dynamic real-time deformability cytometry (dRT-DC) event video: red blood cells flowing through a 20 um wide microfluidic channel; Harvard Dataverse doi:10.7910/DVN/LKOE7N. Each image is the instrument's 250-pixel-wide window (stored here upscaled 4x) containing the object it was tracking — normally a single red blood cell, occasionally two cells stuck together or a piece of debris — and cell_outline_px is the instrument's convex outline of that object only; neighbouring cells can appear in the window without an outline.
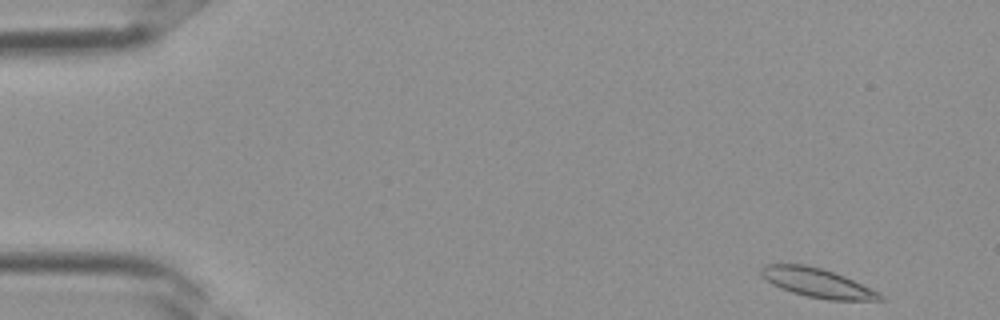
{"species": "Egyptian fruit bat (a non-hibernating species)", "species_latin": "Rousettus aegyptiacus", "temperature_condition": "room temperature", "stored_images_in_passage": 35, "camera_frame_rate_fps": 3000, "um_per_image_px": 0.085, "frame": {"image": 1, "passage_image": 1, "time_ms": 0.0, "image_size_px": [1000, 320], "cell_outline_px": [[888, 300], [828, 300], [808, 296], [792, 292], [780, 288], [772, 284], [760, 272], [760, 268], [764, 264], [804, 264], [820, 268], [844, 276], [872, 288], [880, 292]], "centroid_in_image_um": [69.52, 24.05], "position_along_channel_um": 15.5, "area_um2": 20.06}}
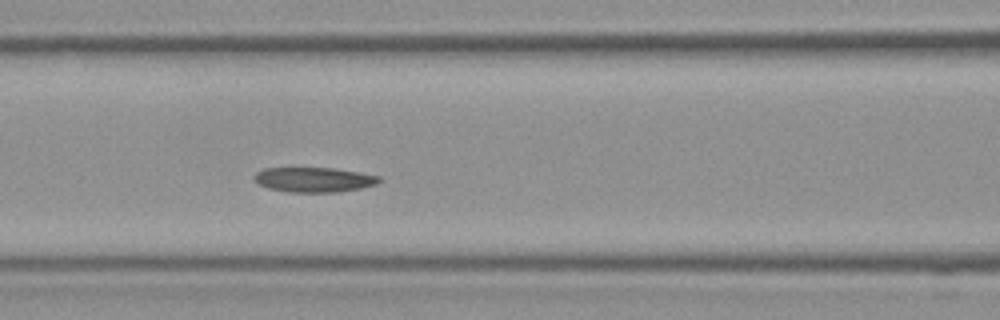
{"frame": {"image": 2, "passage_image": 14, "time_ms": 4.333, "image_size_px": [1000, 320], "cell_outline_px": [[380, 180], [376, 184], [360, 188], [336, 192], [288, 192], [268, 188], [260, 184], [252, 176], [256, 172], [264, 168], [336, 168], [360, 172], [380, 176]], "centroid_in_image_um": [26.68, 15.26], "position_along_channel_um": 139.9, "area_um2": 18.03}}
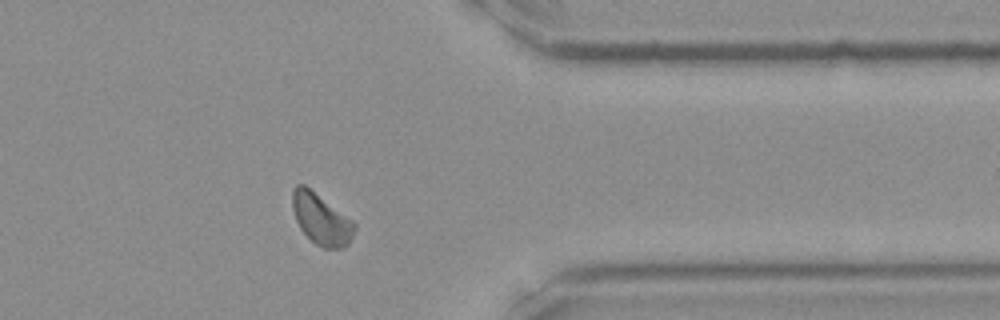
{"frame": {"image": 3, "passage_image": 28, "time_ms": 9.0, "image_size_px": [1000, 320], "cell_outline_px": [[356, 228], [348, 244], [340, 248], [324, 248], [316, 244], [300, 228], [296, 220], [292, 208], [292, 188], [296, 184], [304, 184], [352, 220], [356, 224]], "centroid_in_image_um": [27.28, 18.61], "position_along_channel_um": 384.1, "area_um2": 18.21}}